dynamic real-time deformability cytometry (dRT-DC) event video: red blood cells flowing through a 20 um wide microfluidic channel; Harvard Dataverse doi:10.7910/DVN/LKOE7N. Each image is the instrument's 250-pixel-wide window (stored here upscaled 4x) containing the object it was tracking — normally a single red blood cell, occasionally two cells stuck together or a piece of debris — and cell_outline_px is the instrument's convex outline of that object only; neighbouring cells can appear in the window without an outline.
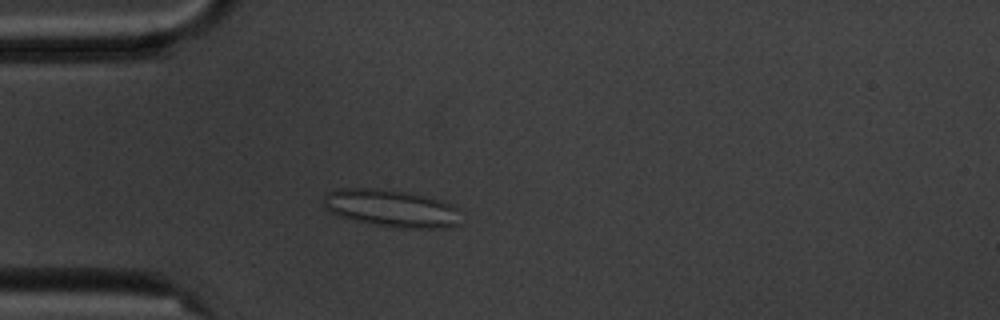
{"species": "common noctule bat (a hibernating species)", "species_latin": "Nyctalus noctula", "temperature_condition": "cold", "stored_images_in_passage": 3, "camera_frame_rate_fps": 3000, "um_per_image_px": 0.085, "animal": {"sex": "male", "body_mass_g": 20.1, "forearm_length_mm": 53.5}, "frame": {"image": 1, "passage_image": 3, "time_ms": 3.0, "image_size_px": [1000, 320], "cell_outline_px": [[460, 224], [448, 228], [400, 228], [376, 224], [356, 220], [340, 216], [328, 212], [324, 208], [320, 200], [328, 192], [340, 188], [376, 188], [412, 192], [440, 200], [452, 204], [456, 208]], "centroid_in_image_um": [33.23, 17.69], "position_along_channel_um": 51.8, "area_um2": 30.17}}